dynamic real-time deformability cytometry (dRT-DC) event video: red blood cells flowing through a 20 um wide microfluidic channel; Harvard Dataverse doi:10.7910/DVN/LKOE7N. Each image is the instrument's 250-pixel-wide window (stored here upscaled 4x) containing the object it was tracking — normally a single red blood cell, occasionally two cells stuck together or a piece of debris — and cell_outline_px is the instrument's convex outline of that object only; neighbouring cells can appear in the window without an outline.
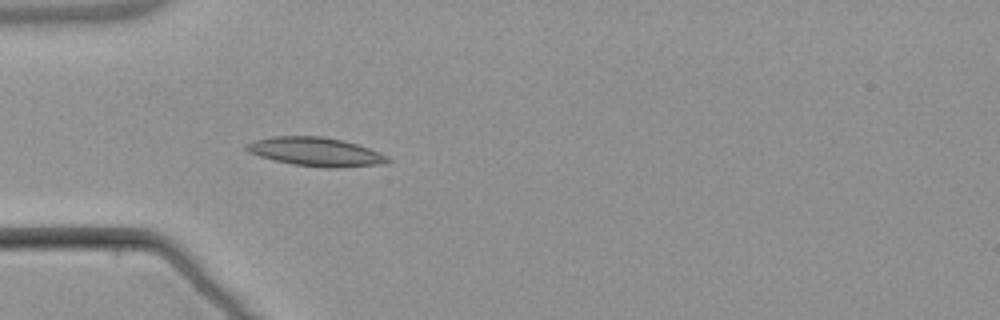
{"species": "common noctule bat (a hibernating species)", "species_latin": "Nyctalus noctula", "temperature_condition": "warm", "stored_images_in_passage": 4, "camera_frame_rate_fps": 3000, "um_per_image_px": 0.085, "animal": {"sex": "male", "body_mass_g": 21.5, "forearm_length_mm": 52.0}, "frame": {"image": 1, "passage_image": 4, "time_ms": 3.667, "image_size_px": [1000, 320], "cell_outline_px": [[392, 160], [384, 164], [336, 168], [324, 168], [292, 164], [272, 160], [248, 152], [244, 148], [244, 144], [256, 140], [272, 136], [324, 136], [344, 140], [380, 152], [388, 156]], "centroid_in_image_um": [26.84, 12.9], "position_along_channel_um": 58.2, "area_um2": 23.93}}